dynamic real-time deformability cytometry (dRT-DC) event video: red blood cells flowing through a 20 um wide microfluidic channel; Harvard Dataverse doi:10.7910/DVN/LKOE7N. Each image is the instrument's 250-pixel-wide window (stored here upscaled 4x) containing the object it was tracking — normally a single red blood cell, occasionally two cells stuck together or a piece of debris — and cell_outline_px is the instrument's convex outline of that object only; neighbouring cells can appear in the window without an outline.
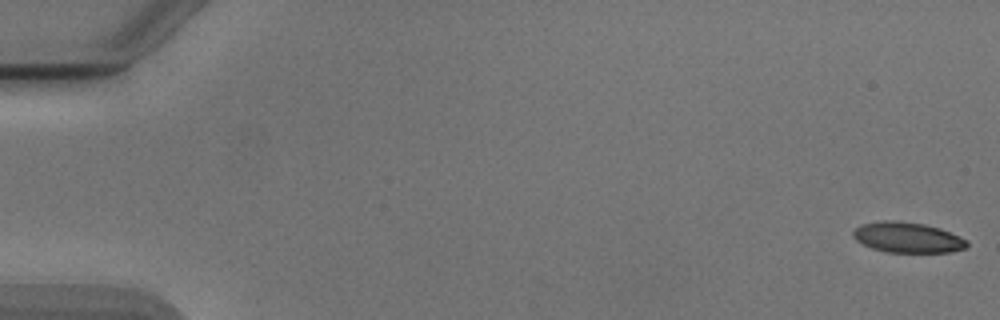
{"species": "Egyptian fruit bat (a non-hibernating species)", "species_latin": "Rousettus aegyptiacus", "temperature_condition": "cold", "stored_images_in_passage": 53, "camera_frame_rate_fps": 3000, "um_per_image_px": 0.085, "animal": {"sex": "male"}, "frame": {"image": 1, "passage_image": 1, "time_ms": 0.0, "image_size_px": [1000, 320], "cell_outline_px": [[968, 244], [964, 248], [948, 252], [888, 252], [872, 248], [856, 240], [852, 236], [852, 232], [860, 224], [880, 220], [896, 220], [924, 224], [940, 228], [960, 236], [968, 240]], "centroid_in_image_um": [77.12, 20.17], "position_along_channel_um": 7.9, "area_um2": 20.23}}
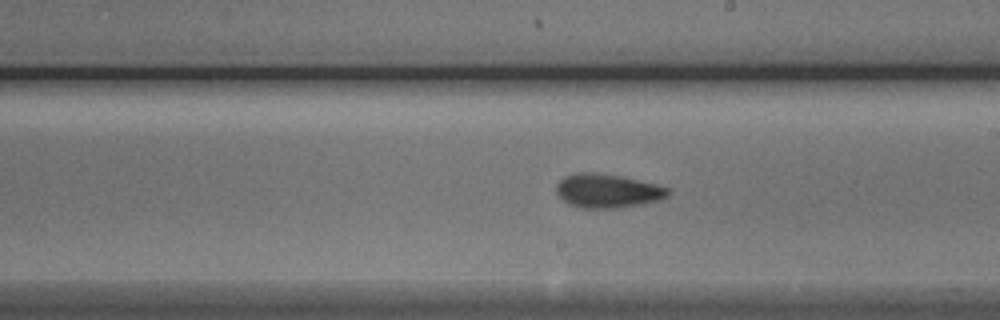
{"frame": {"image": 2, "passage_image": 31, "time_ms": 10.0, "image_size_px": [1000, 320], "cell_outline_px": [[668, 196], [660, 200], [644, 204], [620, 208], [584, 208], [568, 204], [556, 192], [556, 184], [564, 176], [576, 172], [592, 172], [620, 176], [656, 184], [668, 188]], "centroid_in_image_um": [51.63, 16.23], "position_along_channel_um": 237.4, "area_um2": 22.08}}
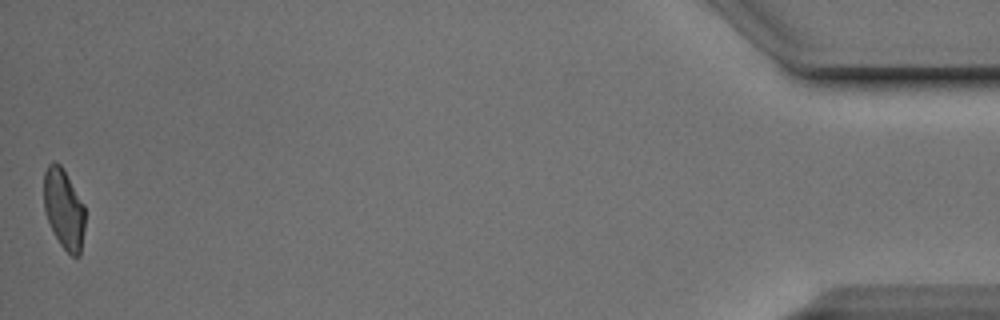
{"frame": {"image": 3, "passage_image": 53, "time_ms": 17.333, "image_size_px": [1000, 320], "cell_outline_px": [[84, 228], [80, 256], [72, 256], [60, 244], [52, 232], [44, 208], [44, 172], [48, 164], [52, 160], [60, 164], [84, 204]], "centroid_in_image_um": [5.41, 17.75], "position_along_channel_um": 429.8, "area_um2": 19.13}, "authors_computed_cell_mechanics": {"area_um2": 21.0392, "velocity_mm_per_s": 3.8931, "shape_relaxation_time_tau1_ms": 5.1623, "shape_relaxation_time_tau2_ms": 3.3166, "deformation_change_tau1": 0.1519, "deformation_change_tau2": 0.0825}}